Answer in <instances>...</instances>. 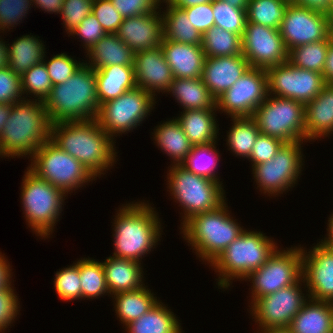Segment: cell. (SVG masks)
<instances>
[{
	"instance_id": "cell-1",
	"label": "cell",
	"mask_w": 333,
	"mask_h": 333,
	"mask_svg": "<svg viewBox=\"0 0 333 333\" xmlns=\"http://www.w3.org/2000/svg\"><path fill=\"white\" fill-rule=\"evenodd\" d=\"M50 140L76 158L95 178L116 164L115 141L96 119L67 121L51 125Z\"/></svg>"
},
{
	"instance_id": "cell-2",
	"label": "cell",
	"mask_w": 333,
	"mask_h": 333,
	"mask_svg": "<svg viewBox=\"0 0 333 333\" xmlns=\"http://www.w3.org/2000/svg\"><path fill=\"white\" fill-rule=\"evenodd\" d=\"M149 202L136 201L122 204L113 219L112 256L141 263L144 255L156 248L162 237V221ZM143 256V257H142Z\"/></svg>"
},
{
	"instance_id": "cell-3",
	"label": "cell",
	"mask_w": 333,
	"mask_h": 333,
	"mask_svg": "<svg viewBox=\"0 0 333 333\" xmlns=\"http://www.w3.org/2000/svg\"><path fill=\"white\" fill-rule=\"evenodd\" d=\"M28 97L11 104L10 116L0 135L1 158H31L50 140L51 124L45 102Z\"/></svg>"
},
{
	"instance_id": "cell-4",
	"label": "cell",
	"mask_w": 333,
	"mask_h": 333,
	"mask_svg": "<svg viewBox=\"0 0 333 333\" xmlns=\"http://www.w3.org/2000/svg\"><path fill=\"white\" fill-rule=\"evenodd\" d=\"M50 124L96 119L100 109L95 70L85 63L44 100Z\"/></svg>"
},
{
	"instance_id": "cell-5",
	"label": "cell",
	"mask_w": 333,
	"mask_h": 333,
	"mask_svg": "<svg viewBox=\"0 0 333 333\" xmlns=\"http://www.w3.org/2000/svg\"><path fill=\"white\" fill-rule=\"evenodd\" d=\"M228 208L225 201L212 211L192 216L180 228L188 246L205 264H211L245 230Z\"/></svg>"
},
{
	"instance_id": "cell-6",
	"label": "cell",
	"mask_w": 333,
	"mask_h": 333,
	"mask_svg": "<svg viewBox=\"0 0 333 333\" xmlns=\"http://www.w3.org/2000/svg\"><path fill=\"white\" fill-rule=\"evenodd\" d=\"M272 239L261 231L245 229L209 265L219 275L216 279L218 289H228L235 279L245 280L250 273L265 264L278 248Z\"/></svg>"
},
{
	"instance_id": "cell-7",
	"label": "cell",
	"mask_w": 333,
	"mask_h": 333,
	"mask_svg": "<svg viewBox=\"0 0 333 333\" xmlns=\"http://www.w3.org/2000/svg\"><path fill=\"white\" fill-rule=\"evenodd\" d=\"M170 167V168H169ZM167 188L183 213L181 226L192 216L218 208L226 201L223 183L187 171L181 165H170Z\"/></svg>"
},
{
	"instance_id": "cell-8",
	"label": "cell",
	"mask_w": 333,
	"mask_h": 333,
	"mask_svg": "<svg viewBox=\"0 0 333 333\" xmlns=\"http://www.w3.org/2000/svg\"><path fill=\"white\" fill-rule=\"evenodd\" d=\"M23 176L20 189L23 217L34 234L42 239L50 238L63 211L62 206L67 195L38 177L29 168Z\"/></svg>"
},
{
	"instance_id": "cell-9",
	"label": "cell",
	"mask_w": 333,
	"mask_h": 333,
	"mask_svg": "<svg viewBox=\"0 0 333 333\" xmlns=\"http://www.w3.org/2000/svg\"><path fill=\"white\" fill-rule=\"evenodd\" d=\"M30 159L28 168L41 179L59 188L67 197L68 193L95 179L80 161L61 150L51 140L46 141Z\"/></svg>"
},
{
	"instance_id": "cell-10",
	"label": "cell",
	"mask_w": 333,
	"mask_h": 333,
	"mask_svg": "<svg viewBox=\"0 0 333 333\" xmlns=\"http://www.w3.org/2000/svg\"><path fill=\"white\" fill-rule=\"evenodd\" d=\"M252 118L261 134L284 143L305 141V105L294 99L268 95Z\"/></svg>"
},
{
	"instance_id": "cell-11",
	"label": "cell",
	"mask_w": 333,
	"mask_h": 333,
	"mask_svg": "<svg viewBox=\"0 0 333 333\" xmlns=\"http://www.w3.org/2000/svg\"><path fill=\"white\" fill-rule=\"evenodd\" d=\"M155 98L146 90L136 87L116 99L101 104L96 120L114 140L119 134L137 128L148 118L157 103Z\"/></svg>"
},
{
	"instance_id": "cell-12",
	"label": "cell",
	"mask_w": 333,
	"mask_h": 333,
	"mask_svg": "<svg viewBox=\"0 0 333 333\" xmlns=\"http://www.w3.org/2000/svg\"><path fill=\"white\" fill-rule=\"evenodd\" d=\"M303 142L307 141L284 143L271 160L252 167L253 179L261 193L279 196L297 184L305 165Z\"/></svg>"
},
{
	"instance_id": "cell-13",
	"label": "cell",
	"mask_w": 333,
	"mask_h": 333,
	"mask_svg": "<svg viewBox=\"0 0 333 333\" xmlns=\"http://www.w3.org/2000/svg\"><path fill=\"white\" fill-rule=\"evenodd\" d=\"M281 249V250H280ZM277 248L256 271L243 281H251V303L268 294L296 284L302 278V247Z\"/></svg>"
},
{
	"instance_id": "cell-14",
	"label": "cell",
	"mask_w": 333,
	"mask_h": 333,
	"mask_svg": "<svg viewBox=\"0 0 333 333\" xmlns=\"http://www.w3.org/2000/svg\"><path fill=\"white\" fill-rule=\"evenodd\" d=\"M302 285H305L303 278L292 286L263 296L249 304L251 305L249 313L258 326L257 330L288 328L292 319L309 299L307 291L303 293Z\"/></svg>"
},
{
	"instance_id": "cell-15",
	"label": "cell",
	"mask_w": 333,
	"mask_h": 333,
	"mask_svg": "<svg viewBox=\"0 0 333 333\" xmlns=\"http://www.w3.org/2000/svg\"><path fill=\"white\" fill-rule=\"evenodd\" d=\"M267 96L266 70L250 67L216 99V108L218 112L222 111L230 118L252 117Z\"/></svg>"
},
{
	"instance_id": "cell-16",
	"label": "cell",
	"mask_w": 333,
	"mask_h": 333,
	"mask_svg": "<svg viewBox=\"0 0 333 333\" xmlns=\"http://www.w3.org/2000/svg\"><path fill=\"white\" fill-rule=\"evenodd\" d=\"M268 95L290 98L304 105L326 84L323 74L293 66L289 61L266 69Z\"/></svg>"
},
{
	"instance_id": "cell-17",
	"label": "cell",
	"mask_w": 333,
	"mask_h": 333,
	"mask_svg": "<svg viewBox=\"0 0 333 333\" xmlns=\"http://www.w3.org/2000/svg\"><path fill=\"white\" fill-rule=\"evenodd\" d=\"M287 50L325 40L332 32L328 14L289 3L279 28Z\"/></svg>"
},
{
	"instance_id": "cell-18",
	"label": "cell",
	"mask_w": 333,
	"mask_h": 333,
	"mask_svg": "<svg viewBox=\"0 0 333 333\" xmlns=\"http://www.w3.org/2000/svg\"><path fill=\"white\" fill-rule=\"evenodd\" d=\"M288 50L279 29L246 21L242 54L251 67L268 69L288 61Z\"/></svg>"
},
{
	"instance_id": "cell-19",
	"label": "cell",
	"mask_w": 333,
	"mask_h": 333,
	"mask_svg": "<svg viewBox=\"0 0 333 333\" xmlns=\"http://www.w3.org/2000/svg\"><path fill=\"white\" fill-rule=\"evenodd\" d=\"M309 250L302 247V288L311 299L333 302V249L319 241Z\"/></svg>"
},
{
	"instance_id": "cell-20",
	"label": "cell",
	"mask_w": 333,
	"mask_h": 333,
	"mask_svg": "<svg viewBox=\"0 0 333 333\" xmlns=\"http://www.w3.org/2000/svg\"><path fill=\"white\" fill-rule=\"evenodd\" d=\"M133 66L137 87L154 97H157L156 93L167 92L174 80L161 46L136 52Z\"/></svg>"
},
{
	"instance_id": "cell-21",
	"label": "cell",
	"mask_w": 333,
	"mask_h": 333,
	"mask_svg": "<svg viewBox=\"0 0 333 333\" xmlns=\"http://www.w3.org/2000/svg\"><path fill=\"white\" fill-rule=\"evenodd\" d=\"M162 7L153 13L124 18L115 33L135 53L152 50L162 44Z\"/></svg>"
},
{
	"instance_id": "cell-22",
	"label": "cell",
	"mask_w": 333,
	"mask_h": 333,
	"mask_svg": "<svg viewBox=\"0 0 333 333\" xmlns=\"http://www.w3.org/2000/svg\"><path fill=\"white\" fill-rule=\"evenodd\" d=\"M241 55L206 57L201 79L212 96L217 99L250 68Z\"/></svg>"
},
{
	"instance_id": "cell-23",
	"label": "cell",
	"mask_w": 333,
	"mask_h": 333,
	"mask_svg": "<svg viewBox=\"0 0 333 333\" xmlns=\"http://www.w3.org/2000/svg\"><path fill=\"white\" fill-rule=\"evenodd\" d=\"M174 78H200L206 59L202 45L162 40L160 45Z\"/></svg>"
},
{
	"instance_id": "cell-24",
	"label": "cell",
	"mask_w": 333,
	"mask_h": 333,
	"mask_svg": "<svg viewBox=\"0 0 333 333\" xmlns=\"http://www.w3.org/2000/svg\"><path fill=\"white\" fill-rule=\"evenodd\" d=\"M331 134H333V84L326 83L320 93L305 105V141L329 138Z\"/></svg>"
},
{
	"instance_id": "cell-25",
	"label": "cell",
	"mask_w": 333,
	"mask_h": 333,
	"mask_svg": "<svg viewBox=\"0 0 333 333\" xmlns=\"http://www.w3.org/2000/svg\"><path fill=\"white\" fill-rule=\"evenodd\" d=\"M102 265L110 297L145 286L143 267L137 261L109 256Z\"/></svg>"
},
{
	"instance_id": "cell-26",
	"label": "cell",
	"mask_w": 333,
	"mask_h": 333,
	"mask_svg": "<svg viewBox=\"0 0 333 333\" xmlns=\"http://www.w3.org/2000/svg\"><path fill=\"white\" fill-rule=\"evenodd\" d=\"M288 329L291 333H333V302L309 298Z\"/></svg>"
},
{
	"instance_id": "cell-27",
	"label": "cell",
	"mask_w": 333,
	"mask_h": 333,
	"mask_svg": "<svg viewBox=\"0 0 333 333\" xmlns=\"http://www.w3.org/2000/svg\"><path fill=\"white\" fill-rule=\"evenodd\" d=\"M182 111L175 118L192 145H206L218 140L217 108Z\"/></svg>"
},
{
	"instance_id": "cell-28",
	"label": "cell",
	"mask_w": 333,
	"mask_h": 333,
	"mask_svg": "<svg viewBox=\"0 0 333 333\" xmlns=\"http://www.w3.org/2000/svg\"><path fill=\"white\" fill-rule=\"evenodd\" d=\"M85 63L93 70L111 65L133 66L135 52L129 48L116 34H106L96 42L87 52Z\"/></svg>"
},
{
	"instance_id": "cell-29",
	"label": "cell",
	"mask_w": 333,
	"mask_h": 333,
	"mask_svg": "<svg viewBox=\"0 0 333 333\" xmlns=\"http://www.w3.org/2000/svg\"><path fill=\"white\" fill-rule=\"evenodd\" d=\"M99 105L137 87L134 66L111 65L95 70Z\"/></svg>"
},
{
	"instance_id": "cell-30",
	"label": "cell",
	"mask_w": 333,
	"mask_h": 333,
	"mask_svg": "<svg viewBox=\"0 0 333 333\" xmlns=\"http://www.w3.org/2000/svg\"><path fill=\"white\" fill-rule=\"evenodd\" d=\"M156 146L171 159V165H180L190 153L192 144L183 132L179 121L172 117L153 129ZM173 160V161H172Z\"/></svg>"
},
{
	"instance_id": "cell-31",
	"label": "cell",
	"mask_w": 333,
	"mask_h": 333,
	"mask_svg": "<svg viewBox=\"0 0 333 333\" xmlns=\"http://www.w3.org/2000/svg\"><path fill=\"white\" fill-rule=\"evenodd\" d=\"M170 93L184 110L216 108V99L200 78H174L167 94Z\"/></svg>"
},
{
	"instance_id": "cell-32",
	"label": "cell",
	"mask_w": 333,
	"mask_h": 333,
	"mask_svg": "<svg viewBox=\"0 0 333 333\" xmlns=\"http://www.w3.org/2000/svg\"><path fill=\"white\" fill-rule=\"evenodd\" d=\"M147 284L139 289L112 295L115 315L124 326L148 312L158 301Z\"/></svg>"
},
{
	"instance_id": "cell-33",
	"label": "cell",
	"mask_w": 333,
	"mask_h": 333,
	"mask_svg": "<svg viewBox=\"0 0 333 333\" xmlns=\"http://www.w3.org/2000/svg\"><path fill=\"white\" fill-rule=\"evenodd\" d=\"M177 318L160 300L148 312L124 328L127 333H183L180 320Z\"/></svg>"
},
{
	"instance_id": "cell-34",
	"label": "cell",
	"mask_w": 333,
	"mask_h": 333,
	"mask_svg": "<svg viewBox=\"0 0 333 333\" xmlns=\"http://www.w3.org/2000/svg\"><path fill=\"white\" fill-rule=\"evenodd\" d=\"M31 35H22L7 44L9 54L8 67L19 76H22L29 68L43 62L46 57V49L42 40Z\"/></svg>"
},
{
	"instance_id": "cell-35",
	"label": "cell",
	"mask_w": 333,
	"mask_h": 333,
	"mask_svg": "<svg viewBox=\"0 0 333 333\" xmlns=\"http://www.w3.org/2000/svg\"><path fill=\"white\" fill-rule=\"evenodd\" d=\"M165 5L164 11L161 12L163 39L184 44L201 45L202 35L194 28L192 22L188 19L187 13L181 8L172 6L169 2H165Z\"/></svg>"
},
{
	"instance_id": "cell-36",
	"label": "cell",
	"mask_w": 333,
	"mask_h": 333,
	"mask_svg": "<svg viewBox=\"0 0 333 333\" xmlns=\"http://www.w3.org/2000/svg\"><path fill=\"white\" fill-rule=\"evenodd\" d=\"M233 123L227 131L226 144L228 150L236 157L249 158L251 150L257 140L260 131L257 123L252 117H240L230 119Z\"/></svg>"
},
{
	"instance_id": "cell-37",
	"label": "cell",
	"mask_w": 333,
	"mask_h": 333,
	"mask_svg": "<svg viewBox=\"0 0 333 333\" xmlns=\"http://www.w3.org/2000/svg\"><path fill=\"white\" fill-rule=\"evenodd\" d=\"M79 266L81 280V299L90 300L103 295L110 296L102 262L94 258H80L75 262Z\"/></svg>"
},
{
	"instance_id": "cell-38",
	"label": "cell",
	"mask_w": 333,
	"mask_h": 333,
	"mask_svg": "<svg viewBox=\"0 0 333 333\" xmlns=\"http://www.w3.org/2000/svg\"><path fill=\"white\" fill-rule=\"evenodd\" d=\"M217 143L215 141L206 145H193L190 153L180 165L196 175L220 182L218 172L215 171L220 159L219 151L216 149Z\"/></svg>"
},
{
	"instance_id": "cell-39",
	"label": "cell",
	"mask_w": 333,
	"mask_h": 333,
	"mask_svg": "<svg viewBox=\"0 0 333 333\" xmlns=\"http://www.w3.org/2000/svg\"><path fill=\"white\" fill-rule=\"evenodd\" d=\"M202 48L206 57L242 54V36L213 26L202 35Z\"/></svg>"
},
{
	"instance_id": "cell-40",
	"label": "cell",
	"mask_w": 333,
	"mask_h": 333,
	"mask_svg": "<svg viewBox=\"0 0 333 333\" xmlns=\"http://www.w3.org/2000/svg\"><path fill=\"white\" fill-rule=\"evenodd\" d=\"M333 41L332 33L320 42L308 43L288 52V61L295 67L323 73L329 44Z\"/></svg>"
},
{
	"instance_id": "cell-41",
	"label": "cell",
	"mask_w": 333,
	"mask_h": 333,
	"mask_svg": "<svg viewBox=\"0 0 333 333\" xmlns=\"http://www.w3.org/2000/svg\"><path fill=\"white\" fill-rule=\"evenodd\" d=\"M288 5L284 0H249L247 22L279 29Z\"/></svg>"
},
{
	"instance_id": "cell-42",
	"label": "cell",
	"mask_w": 333,
	"mask_h": 333,
	"mask_svg": "<svg viewBox=\"0 0 333 333\" xmlns=\"http://www.w3.org/2000/svg\"><path fill=\"white\" fill-rule=\"evenodd\" d=\"M214 26L243 36L247 16V9H239L221 0L212 1Z\"/></svg>"
},
{
	"instance_id": "cell-43",
	"label": "cell",
	"mask_w": 333,
	"mask_h": 333,
	"mask_svg": "<svg viewBox=\"0 0 333 333\" xmlns=\"http://www.w3.org/2000/svg\"><path fill=\"white\" fill-rule=\"evenodd\" d=\"M21 84L24 96L25 94L26 97L31 95L35 99L42 101L49 96L53 86L44 62L29 68L21 76Z\"/></svg>"
},
{
	"instance_id": "cell-44",
	"label": "cell",
	"mask_w": 333,
	"mask_h": 333,
	"mask_svg": "<svg viewBox=\"0 0 333 333\" xmlns=\"http://www.w3.org/2000/svg\"><path fill=\"white\" fill-rule=\"evenodd\" d=\"M54 288L62 301L79 300L81 298V280L79 266L72 265L62 268L54 275Z\"/></svg>"
},
{
	"instance_id": "cell-45",
	"label": "cell",
	"mask_w": 333,
	"mask_h": 333,
	"mask_svg": "<svg viewBox=\"0 0 333 333\" xmlns=\"http://www.w3.org/2000/svg\"><path fill=\"white\" fill-rule=\"evenodd\" d=\"M77 61L67 53L54 55L50 60L43 59L46 65L49 77L53 85H58L69 80V78L78 71L85 63V60Z\"/></svg>"
},
{
	"instance_id": "cell-46",
	"label": "cell",
	"mask_w": 333,
	"mask_h": 333,
	"mask_svg": "<svg viewBox=\"0 0 333 333\" xmlns=\"http://www.w3.org/2000/svg\"><path fill=\"white\" fill-rule=\"evenodd\" d=\"M31 7H33L32 0H0L1 33L6 32L7 29L10 31V29H13L11 27L20 24L23 21L22 19L26 18V14H28Z\"/></svg>"
},
{
	"instance_id": "cell-47",
	"label": "cell",
	"mask_w": 333,
	"mask_h": 333,
	"mask_svg": "<svg viewBox=\"0 0 333 333\" xmlns=\"http://www.w3.org/2000/svg\"><path fill=\"white\" fill-rule=\"evenodd\" d=\"M94 0H64L61 18L67 34L74 30L81 21L92 13Z\"/></svg>"
},
{
	"instance_id": "cell-48",
	"label": "cell",
	"mask_w": 333,
	"mask_h": 333,
	"mask_svg": "<svg viewBox=\"0 0 333 333\" xmlns=\"http://www.w3.org/2000/svg\"><path fill=\"white\" fill-rule=\"evenodd\" d=\"M23 96L21 76L9 67L0 69V104H14L26 97Z\"/></svg>"
},
{
	"instance_id": "cell-49",
	"label": "cell",
	"mask_w": 333,
	"mask_h": 333,
	"mask_svg": "<svg viewBox=\"0 0 333 333\" xmlns=\"http://www.w3.org/2000/svg\"><path fill=\"white\" fill-rule=\"evenodd\" d=\"M12 283L6 288L0 289V333L11 327L20 312V301L14 292Z\"/></svg>"
},
{
	"instance_id": "cell-50",
	"label": "cell",
	"mask_w": 333,
	"mask_h": 333,
	"mask_svg": "<svg viewBox=\"0 0 333 333\" xmlns=\"http://www.w3.org/2000/svg\"><path fill=\"white\" fill-rule=\"evenodd\" d=\"M92 14L107 34H115L124 20L110 0H94Z\"/></svg>"
},
{
	"instance_id": "cell-51",
	"label": "cell",
	"mask_w": 333,
	"mask_h": 333,
	"mask_svg": "<svg viewBox=\"0 0 333 333\" xmlns=\"http://www.w3.org/2000/svg\"><path fill=\"white\" fill-rule=\"evenodd\" d=\"M106 34L103 27L92 13L86 16L81 23L69 33L70 36L80 37L77 39H81L83 43L82 46H84L83 48L86 52Z\"/></svg>"
},
{
	"instance_id": "cell-52",
	"label": "cell",
	"mask_w": 333,
	"mask_h": 333,
	"mask_svg": "<svg viewBox=\"0 0 333 333\" xmlns=\"http://www.w3.org/2000/svg\"><path fill=\"white\" fill-rule=\"evenodd\" d=\"M283 144L284 142L277 138L260 133L248 158L252 162L251 167L271 160Z\"/></svg>"
},
{
	"instance_id": "cell-53",
	"label": "cell",
	"mask_w": 333,
	"mask_h": 333,
	"mask_svg": "<svg viewBox=\"0 0 333 333\" xmlns=\"http://www.w3.org/2000/svg\"><path fill=\"white\" fill-rule=\"evenodd\" d=\"M124 18L153 13L162 5L158 0H110Z\"/></svg>"
},
{
	"instance_id": "cell-54",
	"label": "cell",
	"mask_w": 333,
	"mask_h": 333,
	"mask_svg": "<svg viewBox=\"0 0 333 333\" xmlns=\"http://www.w3.org/2000/svg\"><path fill=\"white\" fill-rule=\"evenodd\" d=\"M183 10L187 13L188 19L192 22L194 28L201 35L214 26L212 2L184 8Z\"/></svg>"
},
{
	"instance_id": "cell-55",
	"label": "cell",
	"mask_w": 333,
	"mask_h": 333,
	"mask_svg": "<svg viewBox=\"0 0 333 333\" xmlns=\"http://www.w3.org/2000/svg\"><path fill=\"white\" fill-rule=\"evenodd\" d=\"M296 5L328 14L331 11L333 0H296Z\"/></svg>"
},
{
	"instance_id": "cell-56",
	"label": "cell",
	"mask_w": 333,
	"mask_h": 333,
	"mask_svg": "<svg viewBox=\"0 0 333 333\" xmlns=\"http://www.w3.org/2000/svg\"><path fill=\"white\" fill-rule=\"evenodd\" d=\"M5 254H2L0 252V289L6 288L12 283V266L10 265V262L4 256Z\"/></svg>"
},
{
	"instance_id": "cell-57",
	"label": "cell",
	"mask_w": 333,
	"mask_h": 333,
	"mask_svg": "<svg viewBox=\"0 0 333 333\" xmlns=\"http://www.w3.org/2000/svg\"><path fill=\"white\" fill-rule=\"evenodd\" d=\"M32 3L45 12L61 14L64 0H32Z\"/></svg>"
},
{
	"instance_id": "cell-58",
	"label": "cell",
	"mask_w": 333,
	"mask_h": 333,
	"mask_svg": "<svg viewBox=\"0 0 333 333\" xmlns=\"http://www.w3.org/2000/svg\"><path fill=\"white\" fill-rule=\"evenodd\" d=\"M322 74L325 83L333 84V41L329 44Z\"/></svg>"
},
{
	"instance_id": "cell-59",
	"label": "cell",
	"mask_w": 333,
	"mask_h": 333,
	"mask_svg": "<svg viewBox=\"0 0 333 333\" xmlns=\"http://www.w3.org/2000/svg\"><path fill=\"white\" fill-rule=\"evenodd\" d=\"M213 0H170L169 3L172 6L184 9L188 7H193L199 4H204L207 2H212Z\"/></svg>"
},
{
	"instance_id": "cell-60",
	"label": "cell",
	"mask_w": 333,
	"mask_h": 333,
	"mask_svg": "<svg viewBox=\"0 0 333 333\" xmlns=\"http://www.w3.org/2000/svg\"><path fill=\"white\" fill-rule=\"evenodd\" d=\"M330 218L328 219V222H327V235L326 237H324V240L321 239V243L330 248V249H333V213L329 216Z\"/></svg>"
},
{
	"instance_id": "cell-61",
	"label": "cell",
	"mask_w": 333,
	"mask_h": 333,
	"mask_svg": "<svg viewBox=\"0 0 333 333\" xmlns=\"http://www.w3.org/2000/svg\"><path fill=\"white\" fill-rule=\"evenodd\" d=\"M0 38V69L8 67L9 64V54L7 43L4 39Z\"/></svg>"
},
{
	"instance_id": "cell-62",
	"label": "cell",
	"mask_w": 333,
	"mask_h": 333,
	"mask_svg": "<svg viewBox=\"0 0 333 333\" xmlns=\"http://www.w3.org/2000/svg\"><path fill=\"white\" fill-rule=\"evenodd\" d=\"M11 104H0V135L3 132L4 125L10 116Z\"/></svg>"
},
{
	"instance_id": "cell-63",
	"label": "cell",
	"mask_w": 333,
	"mask_h": 333,
	"mask_svg": "<svg viewBox=\"0 0 333 333\" xmlns=\"http://www.w3.org/2000/svg\"><path fill=\"white\" fill-rule=\"evenodd\" d=\"M239 9H247L249 0H221Z\"/></svg>"
},
{
	"instance_id": "cell-64",
	"label": "cell",
	"mask_w": 333,
	"mask_h": 333,
	"mask_svg": "<svg viewBox=\"0 0 333 333\" xmlns=\"http://www.w3.org/2000/svg\"><path fill=\"white\" fill-rule=\"evenodd\" d=\"M259 331L257 333H291L288 328H267Z\"/></svg>"
},
{
	"instance_id": "cell-65",
	"label": "cell",
	"mask_w": 333,
	"mask_h": 333,
	"mask_svg": "<svg viewBox=\"0 0 333 333\" xmlns=\"http://www.w3.org/2000/svg\"><path fill=\"white\" fill-rule=\"evenodd\" d=\"M328 19H329V26L331 29V32L333 31V5L331 8V11L328 13Z\"/></svg>"
},
{
	"instance_id": "cell-66",
	"label": "cell",
	"mask_w": 333,
	"mask_h": 333,
	"mask_svg": "<svg viewBox=\"0 0 333 333\" xmlns=\"http://www.w3.org/2000/svg\"><path fill=\"white\" fill-rule=\"evenodd\" d=\"M160 3H165V2H169L170 0H158Z\"/></svg>"
},
{
	"instance_id": "cell-67",
	"label": "cell",
	"mask_w": 333,
	"mask_h": 333,
	"mask_svg": "<svg viewBox=\"0 0 333 333\" xmlns=\"http://www.w3.org/2000/svg\"><path fill=\"white\" fill-rule=\"evenodd\" d=\"M286 2H289V3H294L296 0H284Z\"/></svg>"
}]
</instances>
